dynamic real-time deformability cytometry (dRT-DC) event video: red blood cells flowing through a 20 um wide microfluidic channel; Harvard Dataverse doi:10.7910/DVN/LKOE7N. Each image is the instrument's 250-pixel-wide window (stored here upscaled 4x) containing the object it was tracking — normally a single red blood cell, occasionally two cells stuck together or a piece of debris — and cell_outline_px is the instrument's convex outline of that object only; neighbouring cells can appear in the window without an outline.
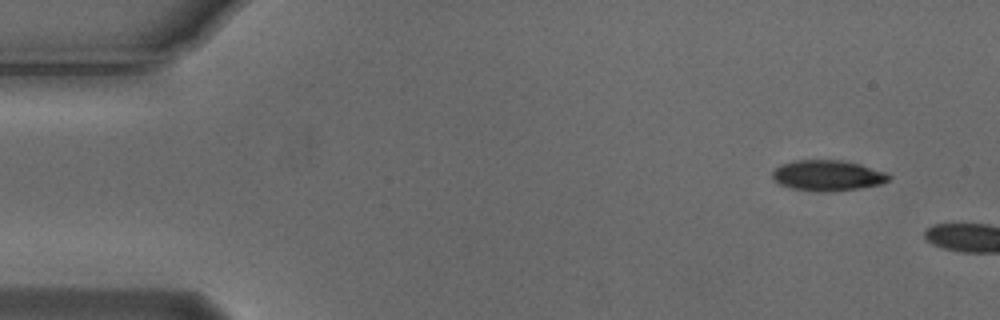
{"species": "Egyptian fruit bat (a non-hibernating species)", "species_latin": "Rousettus aegyptiacus", "temperature_condition": "cold", "stored_images_in_passage": 2, "camera_frame_rate_fps": 3000, "um_per_image_px": 0.085, "animal": {"sex": "male"}, "frame": {"image": 1, "passage_image": 1, "time_ms": 0.0, "image_size_px": [1000, 320], "cell_outline_px": [[892, 176], [888, 180], [880, 184], [860, 188], [832, 192], [824, 192], [792, 188], [780, 184], [772, 176], [772, 172], [780, 164], [796, 160], [840, 160], [860, 164], [888, 172]], "centroid_in_image_um": [70.38, 14.91], "position_along_channel_um": 14.6, "area_um2": 20.81}}